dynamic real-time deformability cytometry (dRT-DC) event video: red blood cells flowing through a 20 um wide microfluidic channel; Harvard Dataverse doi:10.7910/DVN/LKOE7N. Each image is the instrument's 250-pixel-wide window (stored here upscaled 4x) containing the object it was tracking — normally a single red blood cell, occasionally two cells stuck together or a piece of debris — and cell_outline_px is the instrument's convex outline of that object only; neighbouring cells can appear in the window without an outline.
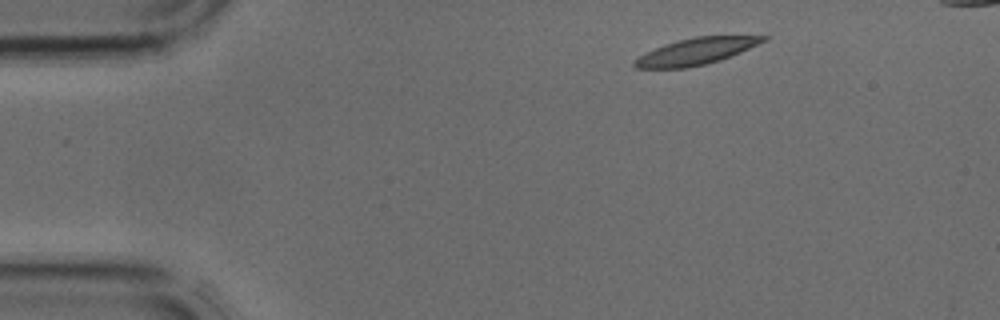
{"species": "common noctule bat (a hibernating species)", "species_latin": "Nyctalus noctula", "temperature_condition": "cold", "stored_images_in_passage": 3, "camera_frame_rate_fps": 3000, "um_per_image_px": 0.085, "animal": {"sex": "male", "body_mass_g": 17.9, "forearm_length_mm": 54.2}, "frame": {"image": 1, "passage_image": 1, "time_ms": 0.0, "image_size_px": [1000, 320], "cell_outline_px": [[768, 40], [740, 52], [720, 60], [688, 68], [636, 68], [632, 64], [632, 60], [656, 48], [676, 40], [696, 36], [768, 36]], "centroid_in_image_um": [59.16, 4.37], "position_along_channel_um": 25.8, "area_um2": 19.71}}